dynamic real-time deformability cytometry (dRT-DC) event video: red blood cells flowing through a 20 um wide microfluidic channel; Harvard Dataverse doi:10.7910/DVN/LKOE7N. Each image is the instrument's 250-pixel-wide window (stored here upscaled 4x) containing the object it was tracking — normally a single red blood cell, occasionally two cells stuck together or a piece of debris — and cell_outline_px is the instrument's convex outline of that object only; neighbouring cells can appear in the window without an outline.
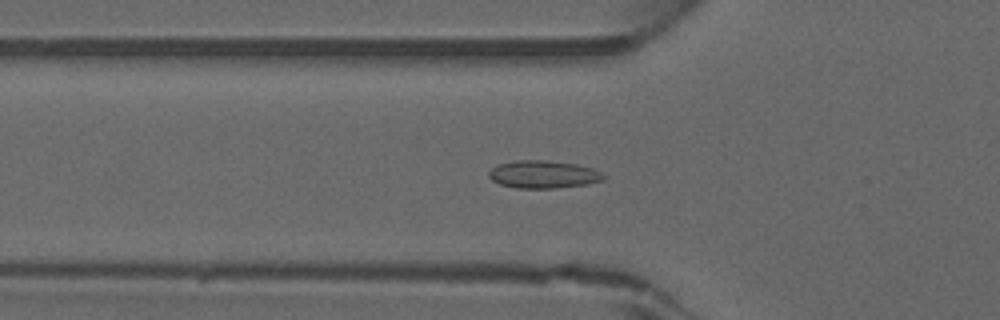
{"species": "common noctule bat (a hibernating species)", "species_latin": "Nyctalus noctula", "temperature_condition": "warm", "stored_images_in_passage": 43, "camera_frame_rate_fps": 3000, "um_per_image_px": 0.085, "animal": {"sex": "male", "forearm_length_mm": 52.5}, "frame": {"image": 1, "passage_image": 14, "time_ms": 4.333, "image_size_px": [1000, 320], "cell_outline_px": [[604, 180], [588, 184], [556, 188], [516, 188], [500, 184], [492, 180], [488, 176], [488, 172], [496, 164], [516, 160], [548, 160], [576, 164], [592, 168], [600, 172], [604, 176]], "centroid_in_image_um": [46.15, 14.82], "position_along_channel_um": 79.6, "area_um2": 18.61}}
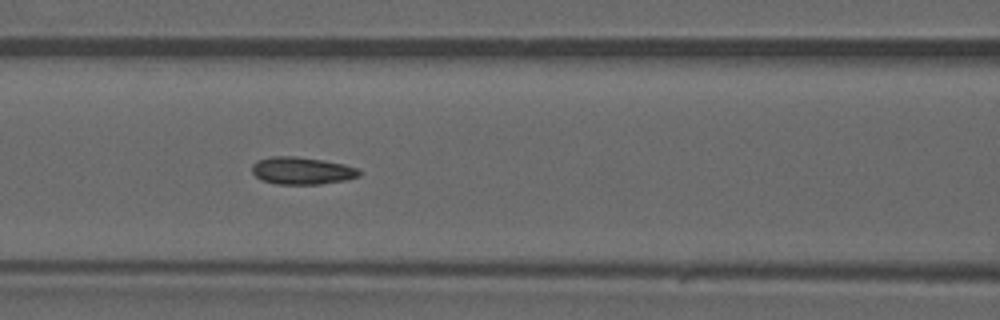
{"frame": {"image": 2, "passage_image": 18, "time_ms": 5.667, "image_size_px": [1000, 320], "cell_outline_px": [[360, 176], [344, 180], [320, 184], [276, 184], [260, 180], [252, 172], [252, 164], [256, 160], [272, 156], [296, 156], [344, 164], [356, 168], [360, 172]], "centroid_in_image_um": [25.61, 14.51], "position_along_channel_um": 141.0, "area_um2": 17.05}}
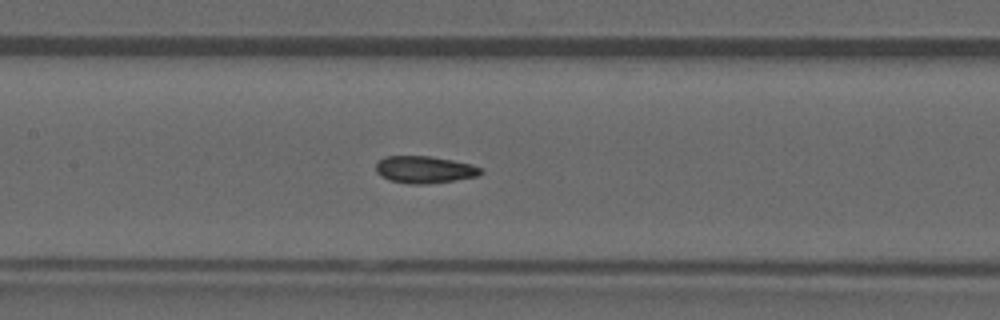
{"frame": {"image": 3, "passage_image": 20, "time_ms": 6.333, "image_size_px": [1000, 320], "cell_outline_px": [[484, 172], [476, 176], [452, 180], [424, 184], [408, 184], [388, 180], [380, 176], [376, 172], [376, 164], [384, 156], [428, 156], [452, 160], [472, 164], [484, 168]], "centroid_in_image_um": [36.07, 14.41], "position_along_channel_um": 171.3, "area_um2": 16.59}}